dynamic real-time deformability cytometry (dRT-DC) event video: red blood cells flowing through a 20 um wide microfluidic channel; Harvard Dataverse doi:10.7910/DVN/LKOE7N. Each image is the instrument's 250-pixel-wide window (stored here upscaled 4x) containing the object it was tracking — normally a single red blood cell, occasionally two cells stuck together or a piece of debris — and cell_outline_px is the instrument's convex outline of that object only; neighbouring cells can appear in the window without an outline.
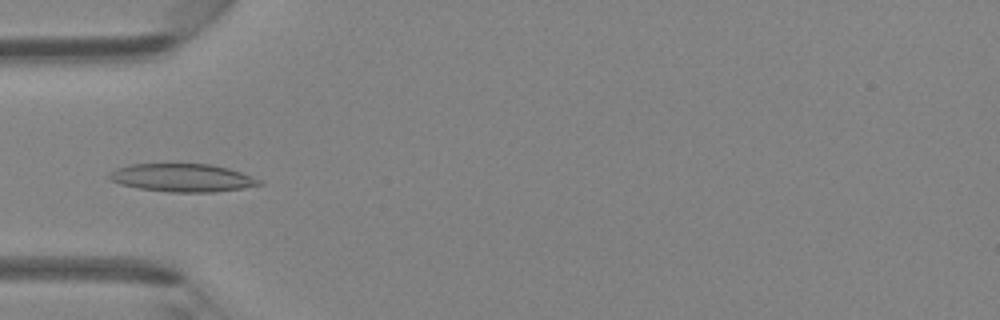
{"species": "Egyptian fruit bat (a non-hibernating species)", "species_latin": "Rousettus aegyptiacus", "temperature_condition": "room temperature", "stored_images_in_passage": 33, "camera_frame_rate_fps": 3000, "um_per_image_px": 0.085, "animal": {"sex": "female"}, "frame": {"image": 1, "passage_image": 2, "time_ms": 0.333, "image_size_px": [1000, 320], "cell_outline_px": [[264, 184], [244, 188], [212, 192], [168, 192], [136, 188], [120, 184], [112, 180], [108, 176], [116, 168], [132, 164], [212, 164], [228, 168], [264, 180]], "centroid_in_image_um": [15.55, 15.11], "position_along_channel_um": 69.5, "area_um2": 24.57}}
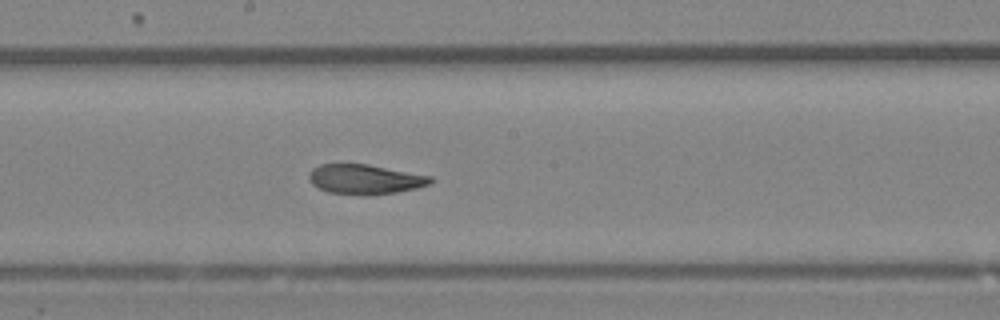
{"frame": {"image": 2, "passage_image": 12, "time_ms": 3.667, "image_size_px": [1000, 320], "cell_outline_px": [[436, 180], [428, 184], [416, 188], [396, 192], [368, 196], [360, 196], [328, 192], [312, 184], [308, 180], [308, 172], [312, 168], [320, 164], [368, 164], [432, 176]], "centroid_in_image_um": [31.01, 15.24], "position_along_channel_um": 217.2, "area_um2": 21.39}}
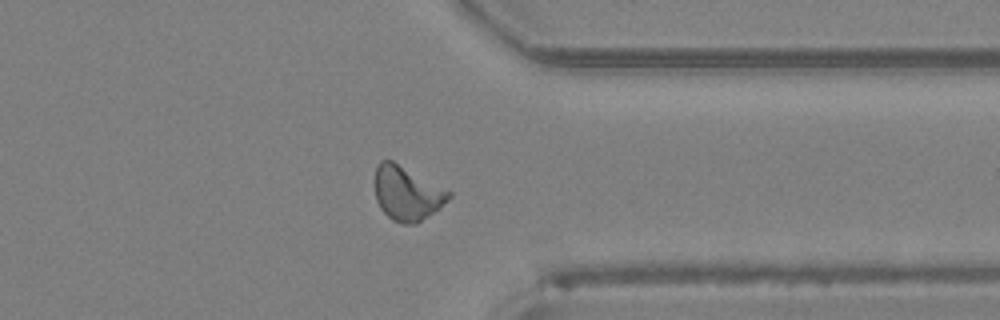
{"frame": {"image": 3, "passage_image": 23, "time_ms": 7.333, "image_size_px": [1000, 320], "cell_outline_px": [[452, 196], [448, 200], [416, 224], [404, 224], [392, 220], [380, 208], [376, 200], [376, 164], [380, 160], [392, 160], [452, 192]], "centroid_in_image_um": [34.58, 16.42], "position_along_channel_um": 376.8, "area_um2": 23.0}}